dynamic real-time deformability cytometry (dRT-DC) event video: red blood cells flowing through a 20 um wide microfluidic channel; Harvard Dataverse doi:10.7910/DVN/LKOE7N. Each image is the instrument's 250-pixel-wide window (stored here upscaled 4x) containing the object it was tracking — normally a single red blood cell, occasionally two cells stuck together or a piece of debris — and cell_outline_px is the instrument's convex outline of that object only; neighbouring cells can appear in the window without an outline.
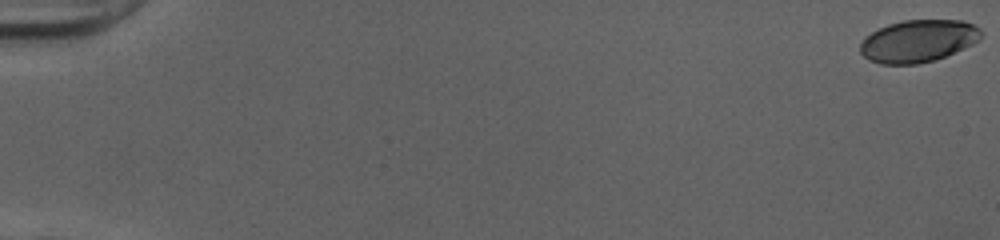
{"species": "human", "species_latin": "Homo sapiens", "temperature_condition": "cold", "stored_images_in_passage": 53, "camera_frame_rate_fps": 3000, "um_per_image_px": 0.085, "donor": {"sex": "female"}, "frame": {"image": 1, "passage_image": 1, "time_ms": 0.0, "image_size_px": [1000, 240], "cell_outline_px": [[984, 32], [980, 40], [972, 44], [936, 60], [916, 64], [880, 64], [868, 60], [860, 52], [860, 44], [864, 36], [888, 24], [904, 20], [960, 20], [972, 24], [980, 28]], "centroid_in_image_um": [78.04, 3.48], "position_along_channel_um": 7.0, "area_um2": 29.94}}
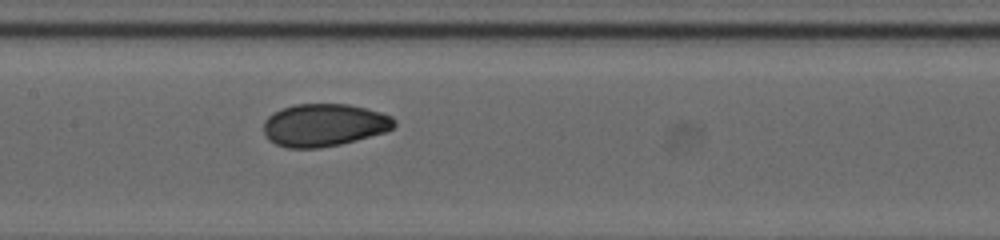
{"frame": {"image": 2, "passage_image": 28, "time_ms": 9.0, "image_size_px": [1000, 240], "cell_outline_px": [[396, 124], [392, 128], [384, 132], [356, 140], [340, 144], [320, 148], [288, 148], [276, 144], [268, 140], [264, 132], [264, 120], [272, 112], [296, 104], [348, 104], [380, 112], [392, 116], [396, 120]], "centroid_in_image_um": [27.53, 10.63], "position_along_channel_um": 179.9, "area_um2": 32.43}}
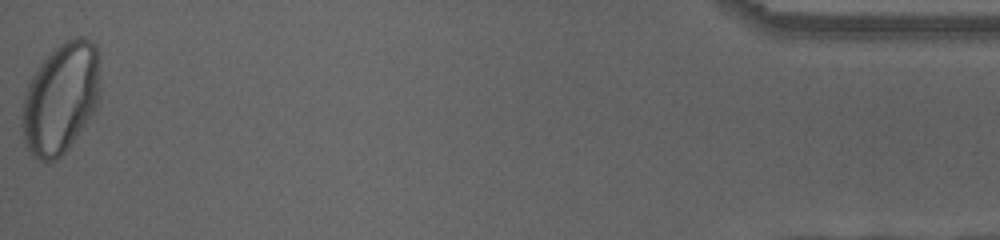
{"frame": {"image": 3, "passage_image": 53, "time_ms": 17.333, "image_size_px": [1000, 240], "cell_outline_px": [[100, 96], [96, 108], [68, 148], [56, 160], [40, 160], [32, 156], [28, 152], [24, 144], [20, 124], [24, 96], [28, 84], [32, 76], [40, 64], [64, 40], [76, 36], [84, 36], [92, 40], [96, 44], [100, 88]], "centroid_in_image_um": [5.15, 8.36], "position_along_channel_um": 430.1, "area_um2": 50.58}, "authors_computed_cell_mechanics": {"area_um2": 32.1368, "velocity_mm_per_s": 4.026, "shape_relaxation_time_tau1_ms": 3.972, "shape_relaxation_time_tau2_ms": 0.7495, "deformation_change_tau1": 0.1506, "deformation_change_tau2": 0.0388}}